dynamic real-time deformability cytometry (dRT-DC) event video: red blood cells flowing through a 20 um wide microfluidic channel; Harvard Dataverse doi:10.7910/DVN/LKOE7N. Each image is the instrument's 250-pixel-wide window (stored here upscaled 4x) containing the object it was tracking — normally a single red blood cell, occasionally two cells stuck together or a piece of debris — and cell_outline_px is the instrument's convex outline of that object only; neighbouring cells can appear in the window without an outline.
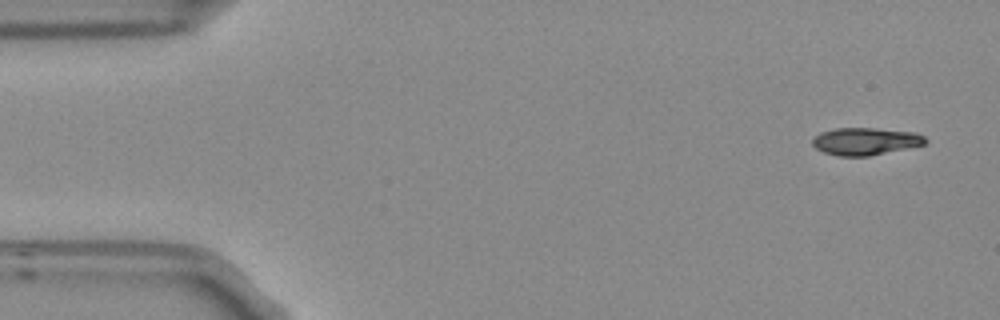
{"species": "Egyptian fruit bat (a non-hibernating species)", "species_latin": "Rousettus aegyptiacus", "temperature_condition": "room temperature", "stored_images_in_passage": 5, "camera_frame_rate_fps": 3000, "um_per_image_px": 0.085, "frame": {"image": 1, "passage_image": 1, "time_ms": 0.0, "image_size_px": [1000, 320], "cell_outline_px": [[928, 140], [924, 144], [868, 156], [836, 156], [824, 152], [816, 148], [812, 144], [812, 140], [820, 132], [836, 128], [872, 128], [916, 132], [924, 136]], "centroid_in_image_um": [73.54, 12.0], "position_along_channel_um": 11.5, "area_um2": 17.86}}
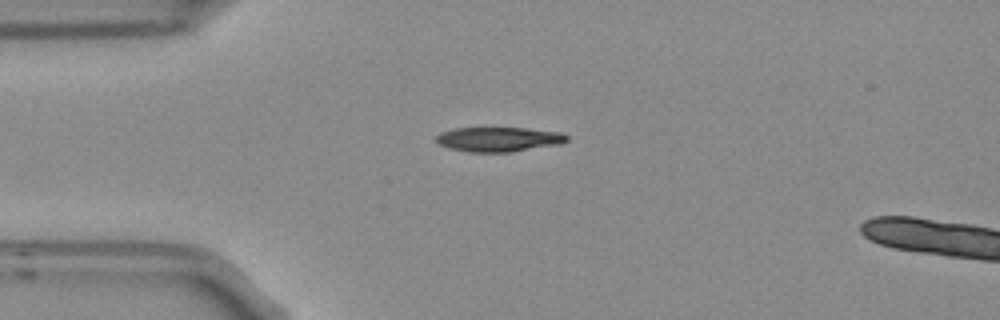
{"frame": {"image": 2, "passage_image": 4, "time_ms": 1.0, "image_size_px": [1000, 320], "cell_outline_px": [[568, 140], [560, 144], [512, 152], [468, 152], [448, 148], [440, 144], [436, 140], [436, 136], [440, 132], [452, 128], [524, 128], [560, 132], [568, 136]], "centroid_in_image_um": [42.37, 11.84], "position_along_channel_um": 42.6, "area_um2": 18.79}}